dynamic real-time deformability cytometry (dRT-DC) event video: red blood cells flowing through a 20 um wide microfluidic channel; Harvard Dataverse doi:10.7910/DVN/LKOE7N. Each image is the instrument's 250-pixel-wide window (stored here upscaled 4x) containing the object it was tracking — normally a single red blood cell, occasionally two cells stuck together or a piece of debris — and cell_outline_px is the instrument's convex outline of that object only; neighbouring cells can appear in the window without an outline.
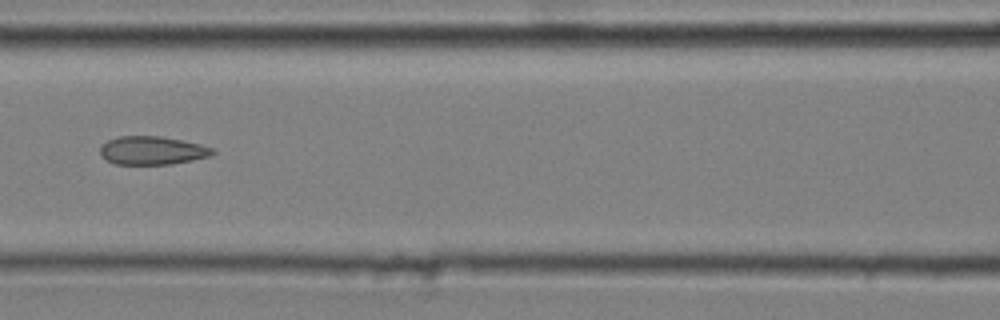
{"species": "common noctule bat (a hibernating species)", "species_latin": "Nyctalus noctula", "temperature_condition": "cold", "stored_images_in_passage": 9, "camera_frame_rate_fps": 3000, "um_per_image_px": 0.085, "animal": {"sex": "male", "body_mass_g": 20.4}, "frame": {"image": 1, "passage_image": 6, "time_ms": 1.667, "image_size_px": [1000, 320], "cell_outline_px": [[216, 152], [208, 156], [192, 160], [172, 164], [116, 164], [100, 156], [100, 144], [108, 140], [120, 136], [160, 136], [200, 144], [212, 148]], "centroid_in_image_um": [12.9, 12.79], "position_along_channel_um": 153.7, "area_um2": 18.5}}
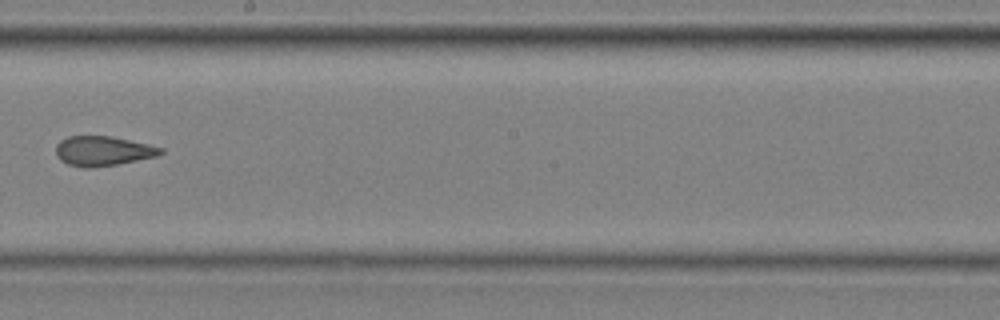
{"frame": {"image": 2, "passage_image": 8, "time_ms": 2.333, "image_size_px": [1000, 320], "cell_outline_px": [[164, 152], [156, 156], [116, 164], [88, 168], [84, 168], [68, 164], [60, 160], [56, 156], [56, 144], [60, 140], [68, 136], [112, 136], [148, 144], [164, 148]], "centroid_in_image_um": [8.72, 12.82], "position_along_channel_um": 239.5, "area_um2": 18.09}}
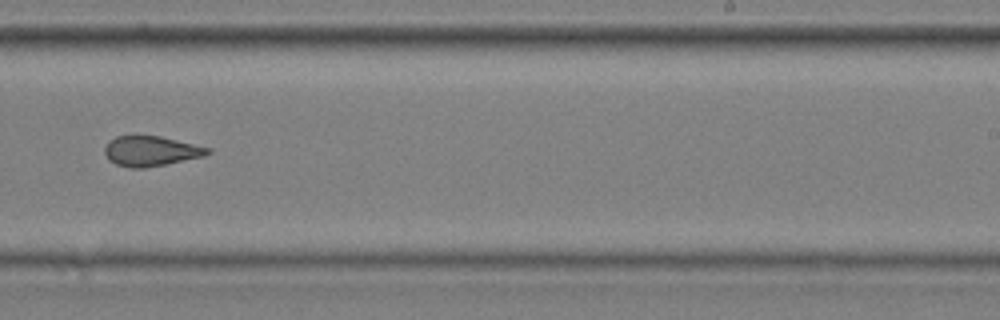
{"frame": {"image": 3, "passage_image": 9, "time_ms": 2.667, "image_size_px": [1000, 320], "cell_outline_px": [[212, 152], [204, 156], [144, 168], [128, 168], [116, 164], [108, 160], [104, 152], [104, 148], [108, 140], [116, 136], [136, 132], [160, 136], [212, 148]], "centroid_in_image_um": [12.77, 12.79], "position_along_channel_um": 276.2, "area_um2": 18.73}}